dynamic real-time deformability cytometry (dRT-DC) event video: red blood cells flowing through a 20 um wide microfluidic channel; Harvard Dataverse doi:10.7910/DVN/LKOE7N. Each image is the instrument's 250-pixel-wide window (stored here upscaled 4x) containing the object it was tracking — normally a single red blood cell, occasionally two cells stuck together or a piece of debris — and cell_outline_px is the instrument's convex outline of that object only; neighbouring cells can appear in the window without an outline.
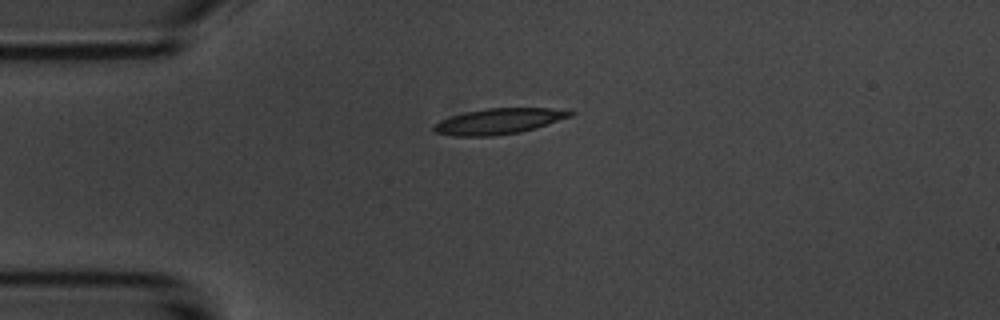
{"species": "common noctule bat (a hibernating species)", "species_latin": "Nyctalus noctula", "temperature_condition": "room temperature", "stored_images_in_passage": 1, "camera_frame_rate_fps": 3000, "um_per_image_px": 0.085, "animal": {"sex": "male", "body_mass_g": 20.1, "forearm_length_mm": 53.5}, "frame": {"image": 1, "passage_image": 1, "time_ms": 0.0, "image_size_px": [1000, 320], "cell_outline_px": [[576, 112], [572, 116], [536, 128], [520, 132], [492, 136], [452, 136], [436, 132], [432, 128], [432, 124], [440, 120], [464, 112], [488, 108], [568, 108]], "centroid_in_image_um": [42.45, 10.29], "position_along_channel_um": 42.6, "area_um2": 20.69}}